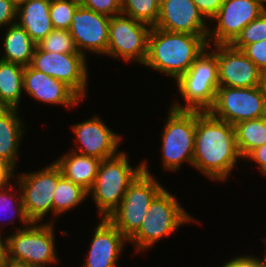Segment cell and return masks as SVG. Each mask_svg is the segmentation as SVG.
Returning a JSON list of instances; mask_svg holds the SVG:
<instances>
[{
  "label": "cell",
  "mask_w": 266,
  "mask_h": 267,
  "mask_svg": "<svg viewBox=\"0 0 266 267\" xmlns=\"http://www.w3.org/2000/svg\"><path fill=\"white\" fill-rule=\"evenodd\" d=\"M240 159L243 158L237 147L235 126L209 111H196L192 168L210 181L222 183L229 179Z\"/></svg>",
  "instance_id": "1"
},
{
  "label": "cell",
  "mask_w": 266,
  "mask_h": 267,
  "mask_svg": "<svg viewBox=\"0 0 266 267\" xmlns=\"http://www.w3.org/2000/svg\"><path fill=\"white\" fill-rule=\"evenodd\" d=\"M207 38L208 35L170 32L152 27L148 56L143 66L176 81L208 48Z\"/></svg>",
  "instance_id": "2"
},
{
  "label": "cell",
  "mask_w": 266,
  "mask_h": 267,
  "mask_svg": "<svg viewBox=\"0 0 266 267\" xmlns=\"http://www.w3.org/2000/svg\"><path fill=\"white\" fill-rule=\"evenodd\" d=\"M184 207H181L175 194L164 188L151 202L139 230L128 240L134 244L135 253L155 247L162 238L174 235L181 226L198 223Z\"/></svg>",
  "instance_id": "3"
},
{
  "label": "cell",
  "mask_w": 266,
  "mask_h": 267,
  "mask_svg": "<svg viewBox=\"0 0 266 267\" xmlns=\"http://www.w3.org/2000/svg\"><path fill=\"white\" fill-rule=\"evenodd\" d=\"M130 163L126 151L101 160L94 185L88 192L98 217L107 218L120 205L129 185L144 170L142 161L134 167Z\"/></svg>",
  "instance_id": "4"
},
{
  "label": "cell",
  "mask_w": 266,
  "mask_h": 267,
  "mask_svg": "<svg viewBox=\"0 0 266 267\" xmlns=\"http://www.w3.org/2000/svg\"><path fill=\"white\" fill-rule=\"evenodd\" d=\"M176 92L185 105L177 99L170 104L176 110L209 111L214 105L219 88L218 60L207 48L192 64L189 70L175 82ZM177 101V102H176Z\"/></svg>",
  "instance_id": "5"
},
{
  "label": "cell",
  "mask_w": 266,
  "mask_h": 267,
  "mask_svg": "<svg viewBox=\"0 0 266 267\" xmlns=\"http://www.w3.org/2000/svg\"><path fill=\"white\" fill-rule=\"evenodd\" d=\"M144 170L129 185L120 205L107 219L129 240L141 227L147 209L164 186L149 170L143 160Z\"/></svg>",
  "instance_id": "6"
},
{
  "label": "cell",
  "mask_w": 266,
  "mask_h": 267,
  "mask_svg": "<svg viewBox=\"0 0 266 267\" xmlns=\"http://www.w3.org/2000/svg\"><path fill=\"white\" fill-rule=\"evenodd\" d=\"M46 222V223H45ZM55 223H31L6 236L8 262H17L38 267L58 264Z\"/></svg>",
  "instance_id": "7"
},
{
  "label": "cell",
  "mask_w": 266,
  "mask_h": 267,
  "mask_svg": "<svg viewBox=\"0 0 266 267\" xmlns=\"http://www.w3.org/2000/svg\"><path fill=\"white\" fill-rule=\"evenodd\" d=\"M161 132L163 170L177 172L185 163L193 165L196 111L170 107Z\"/></svg>",
  "instance_id": "8"
},
{
  "label": "cell",
  "mask_w": 266,
  "mask_h": 267,
  "mask_svg": "<svg viewBox=\"0 0 266 267\" xmlns=\"http://www.w3.org/2000/svg\"><path fill=\"white\" fill-rule=\"evenodd\" d=\"M13 179L19 186L24 210L31 223H43L50 214L52 218L47 221L53 223V194L58 184V166L55 162L35 172L14 173Z\"/></svg>",
  "instance_id": "9"
},
{
  "label": "cell",
  "mask_w": 266,
  "mask_h": 267,
  "mask_svg": "<svg viewBox=\"0 0 266 267\" xmlns=\"http://www.w3.org/2000/svg\"><path fill=\"white\" fill-rule=\"evenodd\" d=\"M151 26L123 14L110 17L105 57L144 65L148 56Z\"/></svg>",
  "instance_id": "10"
},
{
  "label": "cell",
  "mask_w": 266,
  "mask_h": 267,
  "mask_svg": "<svg viewBox=\"0 0 266 267\" xmlns=\"http://www.w3.org/2000/svg\"><path fill=\"white\" fill-rule=\"evenodd\" d=\"M209 112L216 118L236 124L262 118L266 113V98L262 86L230 88L219 86L214 105Z\"/></svg>",
  "instance_id": "11"
},
{
  "label": "cell",
  "mask_w": 266,
  "mask_h": 267,
  "mask_svg": "<svg viewBox=\"0 0 266 267\" xmlns=\"http://www.w3.org/2000/svg\"><path fill=\"white\" fill-rule=\"evenodd\" d=\"M88 59L81 53L47 52L35 47L30 66L70 86L83 100L87 97ZM87 90V91H86Z\"/></svg>",
  "instance_id": "12"
},
{
  "label": "cell",
  "mask_w": 266,
  "mask_h": 267,
  "mask_svg": "<svg viewBox=\"0 0 266 267\" xmlns=\"http://www.w3.org/2000/svg\"><path fill=\"white\" fill-rule=\"evenodd\" d=\"M265 10L256 0H225L209 23L214 25L209 27L208 45L231 44Z\"/></svg>",
  "instance_id": "13"
},
{
  "label": "cell",
  "mask_w": 266,
  "mask_h": 267,
  "mask_svg": "<svg viewBox=\"0 0 266 267\" xmlns=\"http://www.w3.org/2000/svg\"><path fill=\"white\" fill-rule=\"evenodd\" d=\"M208 49L218 60L219 86L230 88L262 86L264 74L242 50L234 48L231 44L208 45Z\"/></svg>",
  "instance_id": "14"
},
{
  "label": "cell",
  "mask_w": 266,
  "mask_h": 267,
  "mask_svg": "<svg viewBox=\"0 0 266 267\" xmlns=\"http://www.w3.org/2000/svg\"><path fill=\"white\" fill-rule=\"evenodd\" d=\"M71 129L75 134L74 142L77 144L71 150L76 153L105 160L121 152L118 148L123 137L108 127L97 114L72 125Z\"/></svg>",
  "instance_id": "15"
},
{
  "label": "cell",
  "mask_w": 266,
  "mask_h": 267,
  "mask_svg": "<svg viewBox=\"0 0 266 267\" xmlns=\"http://www.w3.org/2000/svg\"><path fill=\"white\" fill-rule=\"evenodd\" d=\"M109 23V16L82 5L78 6L69 32L82 55L87 57L89 51L90 54L105 57L108 48Z\"/></svg>",
  "instance_id": "16"
},
{
  "label": "cell",
  "mask_w": 266,
  "mask_h": 267,
  "mask_svg": "<svg viewBox=\"0 0 266 267\" xmlns=\"http://www.w3.org/2000/svg\"><path fill=\"white\" fill-rule=\"evenodd\" d=\"M23 86L24 93H27L29 97L41 104L64 106L66 109H72L73 107L76 108L83 100L63 81L37 71L30 65L24 67Z\"/></svg>",
  "instance_id": "17"
},
{
  "label": "cell",
  "mask_w": 266,
  "mask_h": 267,
  "mask_svg": "<svg viewBox=\"0 0 266 267\" xmlns=\"http://www.w3.org/2000/svg\"><path fill=\"white\" fill-rule=\"evenodd\" d=\"M154 27L170 32L208 35L210 24L193 0H160L159 16Z\"/></svg>",
  "instance_id": "18"
},
{
  "label": "cell",
  "mask_w": 266,
  "mask_h": 267,
  "mask_svg": "<svg viewBox=\"0 0 266 267\" xmlns=\"http://www.w3.org/2000/svg\"><path fill=\"white\" fill-rule=\"evenodd\" d=\"M99 219L82 267H119L117 262L128 239L107 218Z\"/></svg>",
  "instance_id": "19"
},
{
  "label": "cell",
  "mask_w": 266,
  "mask_h": 267,
  "mask_svg": "<svg viewBox=\"0 0 266 267\" xmlns=\"http://www.w3.org/2000/svg\"><path fill=\"white\" fill-rule=\"evenodd\" d=\"M17 108L0 107V161L17 172L21 142L27 130Z\"/></svg>",
  "instance_id": "20"
},
{
  "label": "cell",
  "mask_w": 266,
  "mask_h": 267,
  "mask_svg": "<svg viewBox=\"0 0 266 267\" xmlns=\"http://www.w3.org/2000/svg\"><path fill=\"white\" fill-rule=\"evenodd\" d=\"M54 162L65 178L89 192L94 185L101 160L69 149Z\"/></svg>",
  "instance_id": "21"
},
{
  "label": "cell",
  "mask_w": 266,
  "mask_h": 267,
  "mask_svg": "<svg viewBox=\"0 0 266 267\" xmlns=\"http://www.w3.org/2000/svg\"><path fill=\"white\" fill-rule=\"evenodd\" d=\"M50 2L29 0L17 8L16 23L24 28L36 44L54 29L49 13Z\"/></svg>",
  "instance_id": "22"
},
{
  "label": "cell",
  "mask_w": 266,
  "mask_h": 267,
  "mask_svg": "<svg viewBox=\"0 0 266 267\" xmlns=\"http://www.w3.org/2000/svg\"><path fill=\"white\" fill-rule=\"evenodd\" d=\"M3 36V55L0 60L16 63L21 66H29L32 61L36 43L29 34L17 23L5 28Z\"/></svg>",
  "instance_id": "23"
},
{
  "label": "cell",
  "mask_w": 266,
  "mask_h": 267,
  "mask_svg": "<svg viewBox=\"0 0 266 267\" xmlns=\"http://www.w3.org/2000/svg\"><path fill=\"white\" fill-rule=\"evenodd\" d=\"M24 66L0 60V107L17 108L21 104Z\"/></svg>",
  "instance_id": "24"
},
{
  "label": "cell",
  "mask_w": 266,
  "mask_h": 267,
  "mask_svg": "<svg viewBox=\"0 0 266 267\" xmlns=\"http://www.w3.org/2000/svg\"><path fill=\"white\" fill-rule=\"evenodd\" d=\"M88 198V192L65 178L58 167V184L53 194V223L61 214L79 207ZM55 217V218H54Z\"/></svg>",
  "instance_id": "25"
},
{
  "label": "cell",
  "mask_w": 266,
  "mask_h": 267,
  "mask_svg": "<svg viewBox=\"0 0 266 267\" xmlns=\"http://www.w3.org/2000/svg\"><path fill=\"white\" fill-rule=\"evenodd\" d=\"M6 213L7 215L11 213L12 214L11 217H7L8 218L7 219ZM3 214L5 218L7 219V222L3 221V219L1 218V216L3 217ZM15 219H19L22 224L21 226L19 227L17 226L16 228H14L16 230L26 228L31 224V221L28 219L25 213V210H24V205L22 202V195H21L19 186L17 185L15 180H12L10 183H8L3 188H0V222L1 223L4 222L3 225L5 226L6 224L8 225L9 223H13L14 221H16ZM1 223H0V233H4L2 231V227L4 226H2Z\"/></svg>",
  "instance_id": "26"
},
{
  "label": "cell",
  "mask_w": 266,
  "mask_h": 267,
  "mask_svg": "<svg viewBox=\"0 0 266 267\" xmlns=\"http://www.w3.org/2000/svg\"><path fill=\"white\" fill-rule=\"evenodd\" d=\"M237 147L244 159L252 150L266 143L263 117L246 120L235 125Z\"/></svg>",
  "instance_id": "27"
},
{
  "label": "cell",
  "mask_w": 266,
  "mask_h": 267,
  "mask_svg": "<svg viewBox=\"0 0 266 267\" xmlns=\"http://www.w3.org/2000/svg\"><path fill=\"white\" fill-rule=\"evenodd\" d=\"M160 0H121V14L154 27L157 23Z\"/></svg>",
  "instance_id": "28"
},
{
  "label": "cell",
  "mask_w": 266,
  "mask_h": 267,
  "mask_svg": "<svg viewBox=\"0 0 266 267\" xmlns=\"http://www.w3.org/2000/svg\"><path fill=\"white\" fill-rule=\"evenodd\" d=\"M41 50L64 54L80 53L75 41L67 30L53 29L45 38L36 44Z\"/></svg>",
  "instance_id": "29"
},
{
  "label": "cell",
  "mask_w": 266,
  "mask_h": 267,
  "mask_svg": "<svg viewBox=\"0 0 266 267\" xmlns=\"http://www.w3.org/2000/svg\"><path fill=\"white\" fill-rule=\"evenodd\" d=\"M79 5V0H51L49 13L54 29L69 31Z\"/></svg>",
  "instance_id": "30"
},
{
  "label": "cell",
  "mask_w": 266,
  "mask_h": 267,
  "mask_svg": "<svg viewBox=\"0 0 266 267\" xmlns=\"http://www.w3.org/2000/svg\"><path fill=\"white\" fill-rule=\"evenodd\" d=\"M266 39V10L249 23L231 43L234 48L242 50L246 45Z\"/></svg>",
  "instance_id": "31"
},
{
  "label": "cell",
  "mask_w": 266,
  "mask_h": 267,
  "mask_svg": "<svg viewBox=\"0 0 266 267\" xmlns=\"http://www.w3.org/2000/svg\"><path fill=\"white\" fill-rule=\"evenodd\" d=\"M79 3L109 17L121 14V0H79Z\"/></svg>",
  "instance_id": "32"
},
{
  "label": "cell",
  "mask_w": 266,
  "mask_h": 267,
  "mask_svg": "<svg viewBox=\"0 0 266 267\" xmlns=\"http://www.w3.org/2000/svg\"><path fill=\"white\" fill-rule=\"evenodd\" d=\"M242 51L245 55L258 67V69L266 74V39L256 43L246 45Z\"/></svg>",
  "instance_id": "33"
},
{
  "label": "cell",
  "mask_w": 266,
  "mask_h": 267,
  "mask_svg": "<svg viewBox=\"0 0 266 267\" xmlns=\"http://www.w3.org/2000/svg\"><path fill=\"white\" fill-rule=\"evenodd\" d=\"M262 257L254 255H242L235 256L230 260L226 261L220 267H265V263Z\"/></svg>",
  "instance_id": "34"
},
{
  "label": "cell",
  "mask_w": 266,
  "mask_h": 267,
  "mask_svg": "<svg viewBox=\"0 0 266 267\" xmlns=\"http://www.w3.org/2000/svg\"><path fill=\"white\" fill-rule=\"evenodd\" d=\"M199 12L210 23V21L218 14L219 9L225 0H193Z\"/></svg>",
  "instance_id": "35"
},
{
  "label": "cell",
  "mask_w": 266,
  "mask_h": 267,
  "mask_svg": "<svg viewBox=\"0 0 266 267\" xmlns=\"http://www.w3.org/2000/svg\"><path fill=\"white\" fill-rule=\"evenodd\" d=\"M17 18V7L11 0H0V29L15 24Z\"/></svg>",
  "instance_id": "36"
},
{
  "label": "cell",
  "mask_w": 266,
  "mask_h": 267,
  "mask_svg": "<svg viewBox=\"0 0 266 267\" xmlns=\"http://www.w3.org/2000/svg\"><path fill=\"white\" fill-rule=\"evenodd\" d=\"M247 162V160L250 161V163H254L255 166L259 167V172L266 176V143L262 146L257 147L256 149L252 150L244 159L243 161Z\"/></svg>",
  "instance_id": "37"
},
{
  "label": "cell",
  "mask_w": 266,
  "mask_h": 267,
  "mask_svg": "<svg viewBox=\"0 0 266 267\" xmlns=\"http://www.w3.org/2000/svg\"><path fill=\"white\" fill-rule=\"evenodd\" d=\"M14 173L7 164L0 161V188H3L13 180Z\"/></svg>",
  "instance_id": "38"
},
{
  "label": "cell",
  "mask_w": 266,
  "mask_h": 267,
  "mask_svg": "<svg viewBox=\"0 0 266 267\" xmlns=\"http://www.w3.org/2000/svg\"><path fill=\"white\" fill-rule=\"evenodd\" d=\"M0 233V267H7L8 264V252H7V240L6 236Z\"/></svg>",
  "instance_id": "39"
},
{
  "label": "cell",
  "mask_w": 266,
  "mask_h": 267,
  "mask_svg": "<svg viewBox=\"0 0 266 267\" xmlns=\"http://www.w3.org/2000/svg\"><path fill=\"white\" fill-rule=\"evenodd\" d=\"M7 267H38V266L27 265L17 262H8Z\"/></svg>",
  "instance_id": "40"
},
{
  "label": "cell",
  "mask_w": 266,
  "mask_h": 267,
  "mask_svg": "<svg viewBox=\"0 0 266 267\" xmlns=\"http://www.w3.org/2000/svg\"><path fill=\"white\" fill-rule=\"evenodd\" d=\"M12 3L19 8L21 5L27 3L29 0H11Z\"/></svg>",
  "instance_id": "41"
},
{
  "label": "cell",
  "mask_w": 266,
  "mask_h": 267,
  "mask_svg": "<svg viewBox=\"0 0 266 267\" xmlns=\"http://www.w3.org/2000/svg\"><path fill=\"white\" fill-rule=\"evenodd\" d=\"M262 88L264 90V94L266 98V74L263 76V79H262Z\"/></svg>",
  "instance_id": "42"
},
{
  "label": "cell",
  "mask_w": 266,
  "mask_h": 267,
  "mask_svg": "<svg viewBox=\"0 0 266 267\" xmlns=\"http://www.w3.org/2000/svg\"><path fill=\"white\" fill-rule=\"evenodd\" d=\"M261 242H263V244L266 246V240L265 239L262 238ZM265 250H266V248H265ZM264 255H265V258L263 260H264L265 267H266V253Z\"/></svg>",
  "instance_id": "43"
},
{
  "label": "cell",
  "mask_w": 266,
  "mask_h": 267,
  "mask_svg": "<svg viewBox=\"0 0 266 267\" xmlns=\"http://www.w3.org/2000/svg\"><path fill=\"white\" fill-rule=\"evenodd\" d=\"M259 2L264 8H266V0H256Z\"/></svg>",
  "instance_id": "44"
},
{
  "label": "cell",
  "mask_w": 266,
  "mask_h": 267,
  "mask_svg": "<svg viewBox=\"0 0 266 267\" xmlns=\"http://www.w3.org/2000/svg\"><path fill=\"white\" fill-rule=\"evenodd\" d=\"M263 121H264V125H265V127H266V113H265V115L263 116Z\"/></svg>",
  "instance_id": "45"
}]
</instances>
